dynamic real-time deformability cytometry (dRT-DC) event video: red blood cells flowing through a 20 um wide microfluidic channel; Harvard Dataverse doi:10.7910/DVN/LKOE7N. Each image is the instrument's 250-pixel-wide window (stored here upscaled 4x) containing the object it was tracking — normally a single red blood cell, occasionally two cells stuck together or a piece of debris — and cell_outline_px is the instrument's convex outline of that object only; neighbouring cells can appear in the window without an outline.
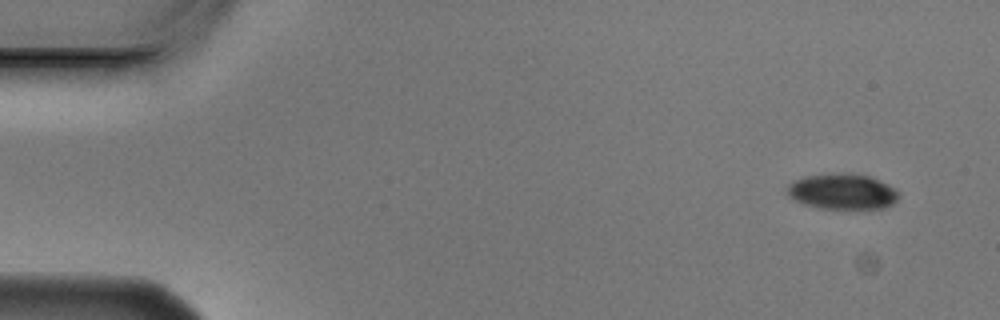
{"species": "Egyptian fruit bat (a non-hibernating species)", "species_latin": "Rousettus aegyptiacus", "temperature_condition": "cold", "stored_images_in_passage": 4, "camera_frame_rate_fps": 3000, "um_per_image_px": 0.085, "animal": {"sex": "male"}, "frame": {"image": 1, "passage_image": 1, "time_ms": 0.0, "image_size_px": [1000, 320], "cell_outline_px": [[900, 196], [892, 204], [884, 208], [824, 208], [804, 204], [788, 196], [788, 184], [804, 176], [832, 172], [852, 172], [872, 176], [896, 188], [900, 192]], "centroid_in_image_um": [71.65, 16.24], "position_along_channel_um": 13.3, "area_um2": 23.47}}
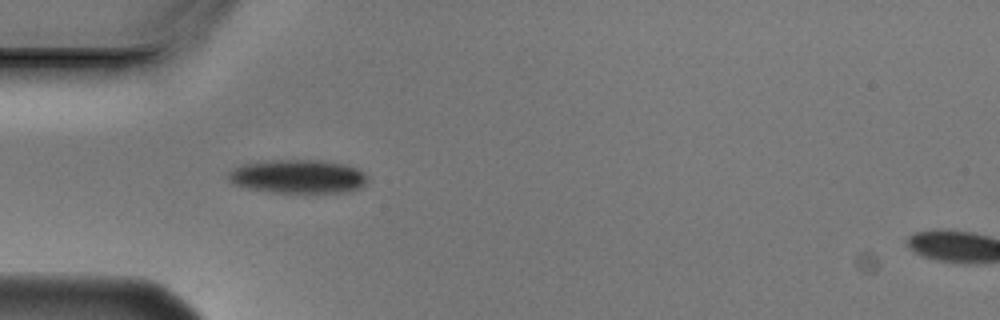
{"frame": {"image": 2, "passage_image": 4, "time_ms": 1.0, "image_size_px": [1000, 320], "cell_outline_px": [[368, 180], [360, 188], [344, 192], [272, 192], [248, 188], [232, 184], [228, 180], [228, 172], [240, 164], [264, 160], [324, 160], [348, 164], [360, 168], [368, 176]], "centroid_in_image_um": [25.34, 14.98], "position_along_channel_um": 59.7, "area_um2": 27.74}}